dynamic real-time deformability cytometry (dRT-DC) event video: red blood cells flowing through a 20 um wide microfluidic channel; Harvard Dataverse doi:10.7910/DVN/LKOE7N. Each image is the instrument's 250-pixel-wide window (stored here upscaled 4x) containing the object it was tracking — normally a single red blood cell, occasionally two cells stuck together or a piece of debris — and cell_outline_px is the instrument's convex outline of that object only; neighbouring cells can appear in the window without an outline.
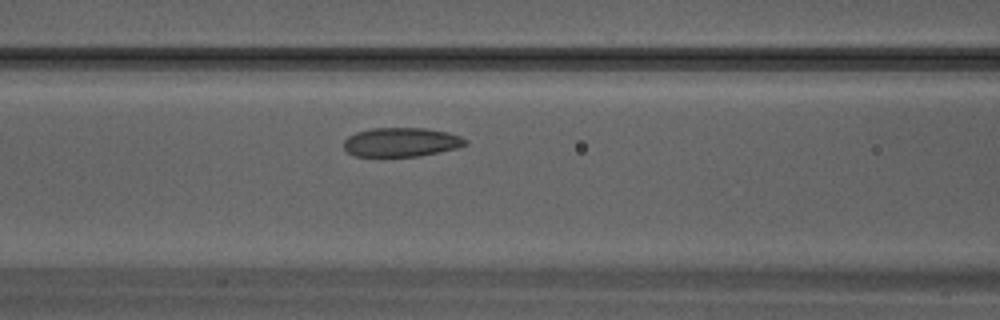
{"species": "Egyptian fruit bat (a non-hibernating species)", "species_latin": "Rousettus aegyptiacus", "temperature_condition": "warm", "stored_images_in_passage": 25, "camera_frame_rate_fps": 3000, "um_per_image_px": 0.085, "animal": {"sex": "male"}, "frame": {"image": 1, "passage_image": 6, "time_ms": 1.667, "image_size_px": [1000, 320], "cell_outline_px": [[468, 144], [460, 148], [420, 156], [352, 156], [344, 148], [344, 140], [348, 136], [356, 132], [372, 128], [428, 128], [448, 132], [460, 136], [468, 140]], "centroid_in_image_um": [34.15, 12.08], "position_along_channel_um": 132.5, "area_um2": 20.87}}
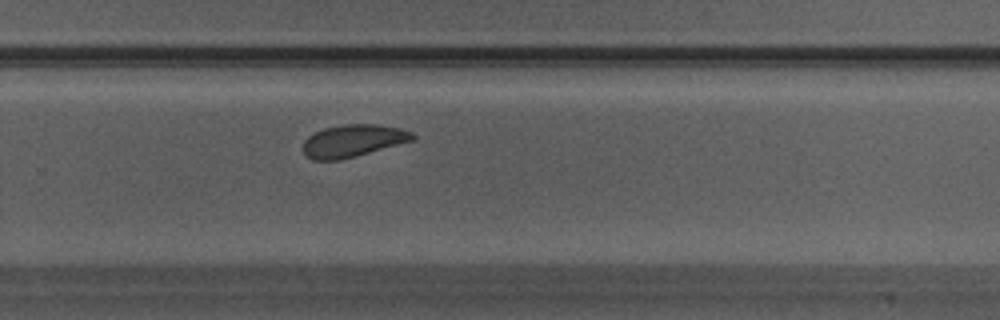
{"frame": {"image": 2, "passage_image": 14, "time_ms": 4.333, "image_size_px": [1000, 320], "cell_outline_px": [[416, 140], [340, 160], [312, 160], [304, 156], [304, 140], [308, 136], [324, 128], [344, 124], [376, 124], [400, 128], [412, 132], [416, 136]], "centroid_in_image_um": [30.02, 11.97], "position_along_channel_um": 299.8, "area_um2": 20.75}}
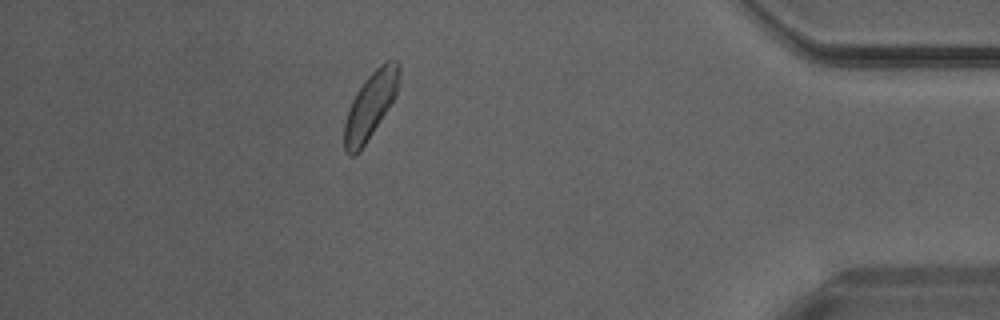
{"frame": {"image": 3, "passage_image": 21, "time_ms": 6.667, "image_size_px": [1000, 320], "cell_outline_px": [[400, 72], [396, 92], [392, 100], [372, 132], [364, 144], [352, 156], [348, 156], [344, 148], [344, 124], [352, 100], [356, 92], [364, 80], [380, 64], [388, 60], [396, 60], [400, 64]], "centroid_in_image_um": [31.47, 8.91], "position_along_channel_um": 403.7, "area_um2": 20.4}}